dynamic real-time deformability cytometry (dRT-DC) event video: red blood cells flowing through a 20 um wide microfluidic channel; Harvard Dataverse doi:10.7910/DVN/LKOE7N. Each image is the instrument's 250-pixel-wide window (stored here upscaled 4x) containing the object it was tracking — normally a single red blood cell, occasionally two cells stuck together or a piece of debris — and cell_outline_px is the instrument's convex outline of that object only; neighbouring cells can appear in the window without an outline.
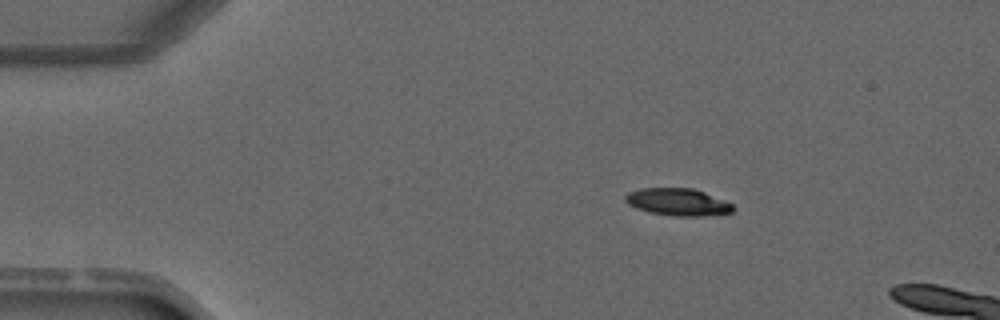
{"species": "common noctule bat (a hibernating species)", "species_latin": "Nyctalus noctula", "temperature_condition": "warm", "stored_images_in_passage": 3, "camera_frame_rate_fps": 3000, "um_per_image_px": 0.085, "animal": {"sex": "male", "forearm_length_mm": 52.5}, "frame": {"image": 1, "passage_image": 2, "time_ms": 1.333, "image_size_px": [1000, 320], "cell_outline_px": [[736, 208], [732, 212], [704, 216], [672, 216], [648, 212], [636, 208], [628, 204], [624, 200], [624, 196], [628, 192], [640, 188], [692, 188], [704, 192], [724, 200], [732, 204]], "centroid_in_image_um": [57.59, 17.17], "position_along_channel_um": 27.4, "area_um2": 17.22}}